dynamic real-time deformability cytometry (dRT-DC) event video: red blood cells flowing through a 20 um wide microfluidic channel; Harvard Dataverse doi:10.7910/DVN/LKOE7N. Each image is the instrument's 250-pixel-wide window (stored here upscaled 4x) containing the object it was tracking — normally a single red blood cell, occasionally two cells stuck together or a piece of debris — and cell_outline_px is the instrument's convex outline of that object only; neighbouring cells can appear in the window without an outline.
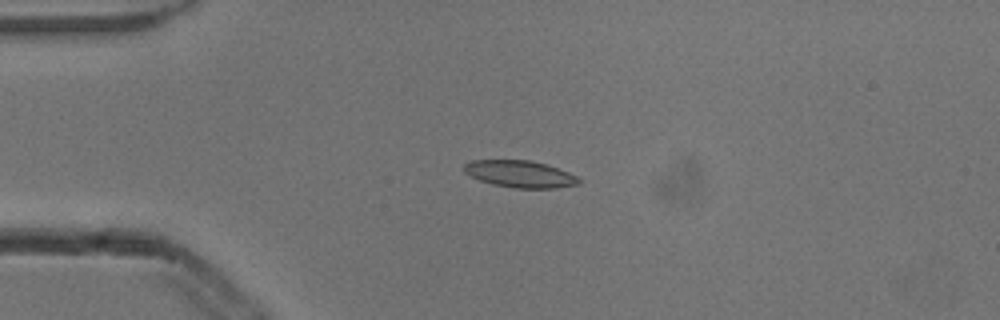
{"species": "common noctule bat (a hibernating species)", "species_latin": "Nyctalus noctula", "temperature_condition": "cold", "stored_images_in_passage": 2, "camera_frame_rate_fps": 3000, "um_per_image_px": 0.085, "animal": {"sex": "male", "body_mass_g": 13.3}, "frame": {"image": 1, "passage_image": 1, "time_ms": 0.0, "image_size_px": [1000, 320], "cell_outline_px": [[580, 184], [556, 188], [512, 188], [492, 184], [480, 180], [464, 172], [464, 164], [472, 160], [528, 160], [548, 164], [568, 172], [576, 176], [580, 180]], "centroid_in_image_um": [44.21, 14.79], "position_along_channel_um": 40.8, "area_um2": 18.03}}